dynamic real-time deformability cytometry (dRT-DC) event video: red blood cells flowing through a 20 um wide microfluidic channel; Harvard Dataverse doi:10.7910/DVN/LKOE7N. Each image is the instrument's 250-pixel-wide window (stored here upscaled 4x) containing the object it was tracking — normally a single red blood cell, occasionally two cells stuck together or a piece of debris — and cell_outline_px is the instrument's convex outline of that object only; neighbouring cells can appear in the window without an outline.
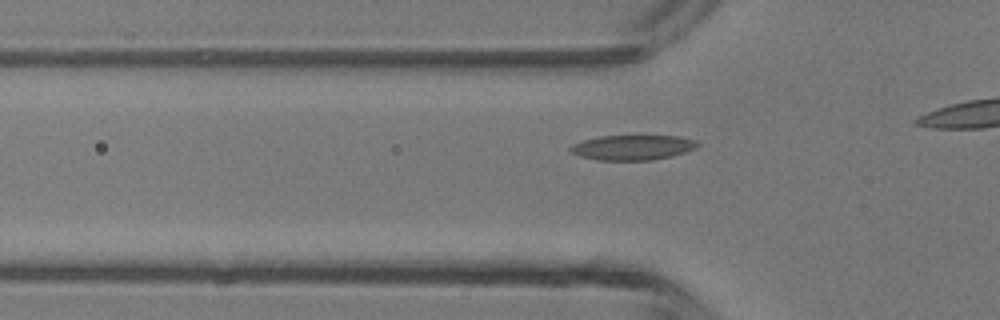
{"species": "common noctule bat (a hibernating species)", "species_latin": "Nyctalus noctula", "temperature_condition": "room temperature", "stored_images_in_passage": 13, "camera_frame_rate_fps": 3000, "um_per_image_px": 0.085, "animal": {"sex": "male", "body_mass_g": 13.3}, "frame": {"image": 1, "passage_image": 8, "time_ms": 2.333, "image_size_px": [1000, 320], "cell_outline_px": [[700, 144], [696, 148], [672, 156], [652, 160], [596, 160], [580, 156], [572, 152], [568, 148], [572, 144], [584, 140], [600, 136], [680, 136], [696, 140]], "centroid_in_image_um": [53.78, 12.53], "position_along_channel_um": 72.0, "area_um2": 18.5}}
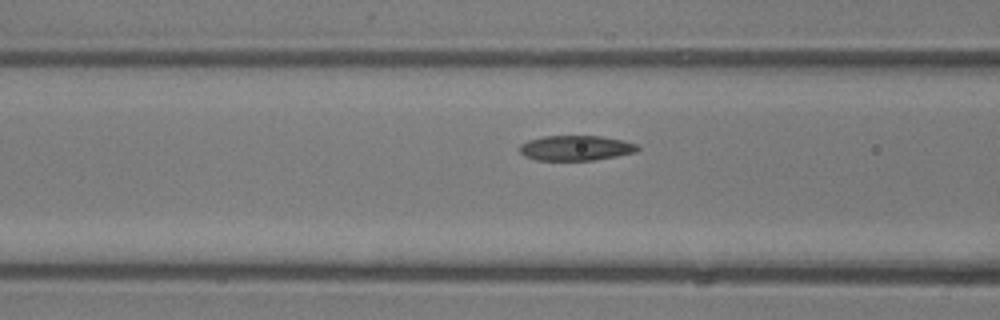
{"frame": {"image": 2, "passage_image": 11, "time_ms": 3.333, "image_size_px": [1000, 320], "cell_outline_px": [[640, 148], [636, 152], [616, 156], [592, 160], [536, 160], [524, 156], [520, 152], [520, 144], [528, 140], [544, 136], [600, 136], [624, 140], [636, 144]], "centroid_in_image_um": [48.94, 12.58], "position_along_channel_um": 117.7, "area_um2": 17.22}}